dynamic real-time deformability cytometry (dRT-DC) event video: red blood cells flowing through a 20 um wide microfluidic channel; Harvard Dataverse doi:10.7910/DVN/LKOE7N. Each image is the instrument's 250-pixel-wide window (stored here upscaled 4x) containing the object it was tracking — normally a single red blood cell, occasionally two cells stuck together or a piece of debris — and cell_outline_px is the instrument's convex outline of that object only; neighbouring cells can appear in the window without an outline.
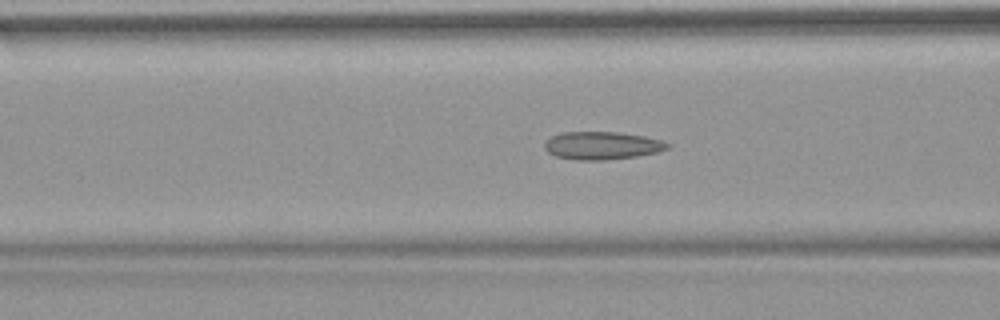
{"species": "common noctule bat (a hibernating species)", "species_latin": "Nyctalus noctula", "temperature_condition": "warm", "stored_images_in_passage": 53, "camera_frame_rate_fps": 3000, "um_per_image_px": 0.085, "animal": {"sex": "female", "body_mass_g": 18.4}, "frame": {"image": 1, "passage_image": 21, "time_ms": 6.667, "image_size_px": [1000, 320], "cell_outline_px": [[672, 144], [668, 148], [656, 152], [636, 156], [604, 160], [576, 160], [556, 156], [548, 152], [544, 148], [544, 144], [552, 136], [560, 132], [616, 132], [644, 136], [660, 140]], "centroid_in_image_um": [51.16, 12.37], "position_along_channel_um": 115.4, "area_um2": 19.83}}
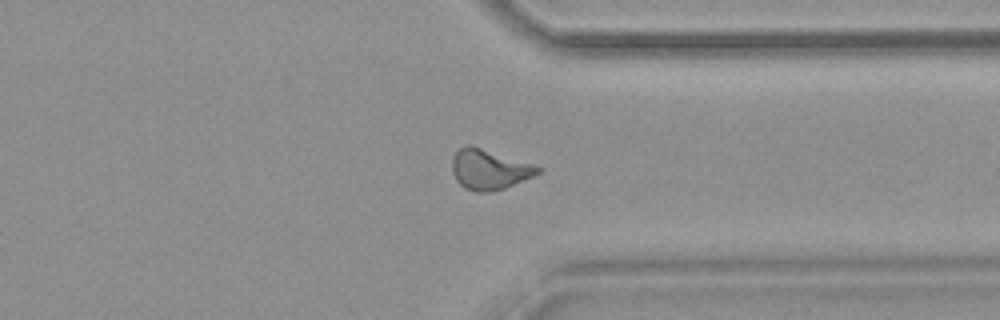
{"frame": {"image": 2, "passage_image": 41, "time_ms": 13.333, "image_size_px": [1000, 320], "cell_outline_px": [[544, 168], [540, 172], [532, 176], [504, 188], [492, 192], [476, 192], [464, 188], [456, 180], [452, 172], [452, 156], [460, 148], [468, 144], [472, 144]], "centroid_in_image_um": [41.55, 14.39], "position_along_channel_um": 369.8, "area_um2": 20.11}}
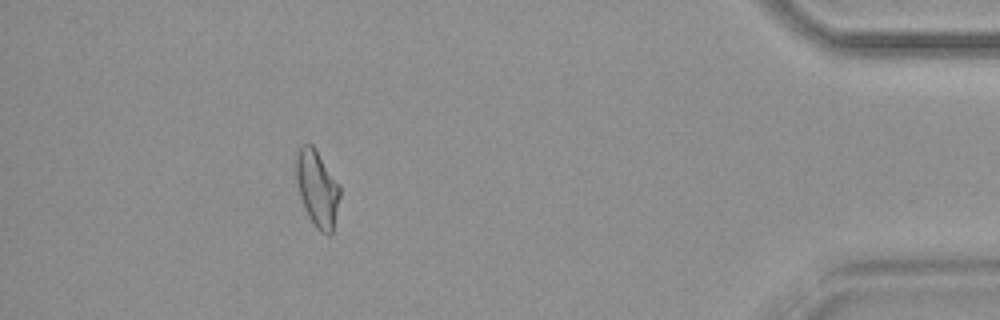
{"frame": {"image": 3, "passage_image": 48, "time_ms": 15.667, "image_size_px": [1000, 320], "cell_outline_px": [[340, 196], [332, 232], [328, 236], [320, 232], [316, 228], [308, 216], [300, 196], [296, 180], [296, 152], [300, 144], [312, 144], [316, 148], [340, 184]], "centroid_in_image_um": [26.96, 15.98], "position_along_channel_um": 408.2, "area_um2": 19.71}, "authors_computed_cell_mechanics": {"area_um2": 19.941, "velocity_mm_per_s": 3.8369, "shape_relaxation_time_tau1_ms": null, "shape_relaxation_time_tau2_ms": 1.2409, "deformation_change_tau1": null, "deformation_change_tau2": 0.0862}}